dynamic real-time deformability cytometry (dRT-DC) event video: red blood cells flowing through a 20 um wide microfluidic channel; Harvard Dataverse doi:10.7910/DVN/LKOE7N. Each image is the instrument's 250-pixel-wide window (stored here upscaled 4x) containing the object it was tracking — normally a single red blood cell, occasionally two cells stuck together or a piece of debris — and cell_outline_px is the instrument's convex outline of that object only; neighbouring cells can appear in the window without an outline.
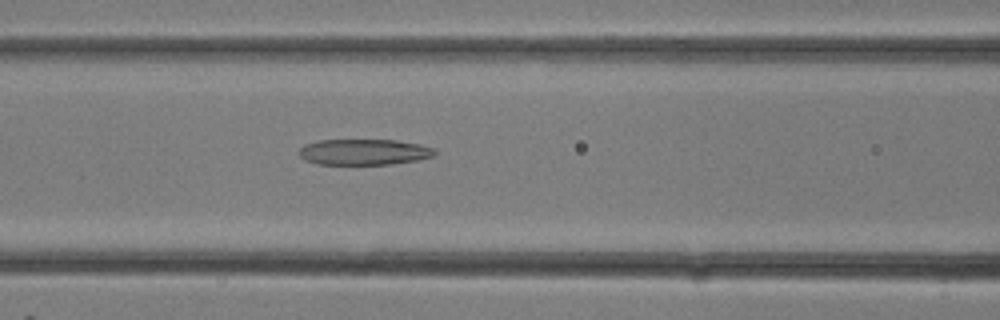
{"species": "common noctule bat (a hibernating species)", "species_latin": "Nyctalus noctula", "temperature_condition": "room temperature", "stored_images_in_passage": 12, "camera_frame_rate_fps": 3000, "um_per_image_px": 0.085, "animal": {"sex": "female"}, "frame": {"image": 1, "passage_image": 12, "time_ms": 3.667, "image_size_px": [1000, 320], "cell_outline_px": [[436, 152], [432, 156], [416, 160], [392, 164], [316, 164], [304, 160], [300, 156], [300, 148], [304, 144], [320, 140], [396, 140], [420, 144], [436, 148]], "centroid_in_image_um": [30.94, 12.91], "position_along_channel_um": 135.7, "area_um2": 20.46}}